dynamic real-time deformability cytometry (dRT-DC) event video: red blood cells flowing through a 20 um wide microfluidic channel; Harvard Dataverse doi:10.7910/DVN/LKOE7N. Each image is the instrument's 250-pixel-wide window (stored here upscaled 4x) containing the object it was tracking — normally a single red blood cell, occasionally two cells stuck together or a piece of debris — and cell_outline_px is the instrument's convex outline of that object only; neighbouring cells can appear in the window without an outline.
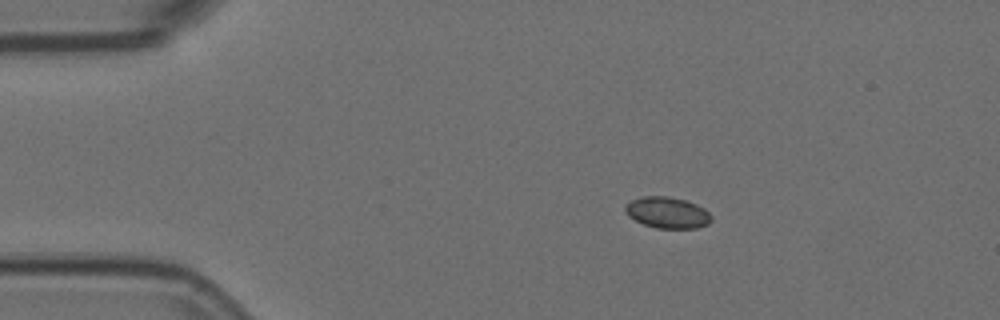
{"species": "Egyptian fruit bat (a non-hibernating species)", "species_latin": "Rousettus aegyptiacus", "temperature_condition": "room temperature", "stored_images_in_passage": 6, "camera_frame_rate_fps": 3000, "um_per_image_px": 0.085, "animal": {"sex": "female"}, "frame": {"image": 1, "passage_image": 3, "time_ms": 0.667, "image_size_px": [1000, 320], "cell_outline_px": [[712, 220], [708, 224], [696, 228], [656, 228], [644, 224], [628, 216], [624, 208], [632, 200], [644, 196], [668, 196], [684, 200], [696, 204], [704, 208], [712, 216]], "centroid_in_image_um": [56.75, 18.07], "position_along_channel_um": 28.3, "area_um2": 15.55}}
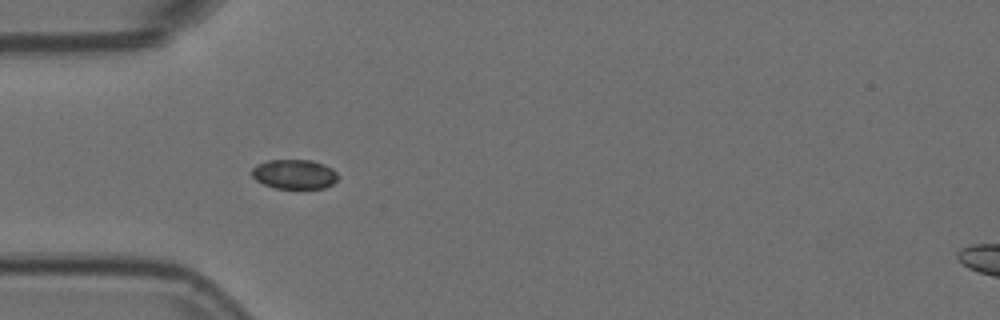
{"frame": {"image": 2, "passage_image": 5, "time_ms": 1.333, "image_size_px": [1000, 320], "cell_outline_px": [[336, 180], [332, 184], [324, 188], [276, 188], [264, 184], [256, 180], [252, 176], [252, 168], [256, 164], [268, 160], [312, 160], [324, 164], [332, 168], [336, 172]], "centroid_in_image_um": [25.0, 14.79], "position_along_channel_um": 60.0, "area_um2": 14.74}}
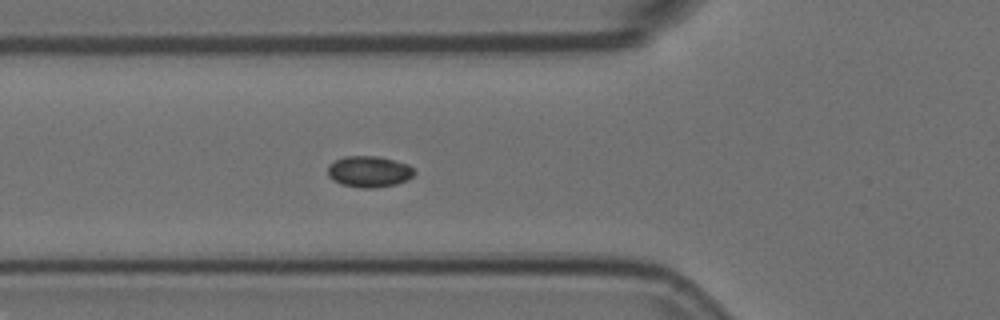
{"frame": {"image": 3, "passage_image": 6, "time_ms": 1.667, "image_size_px": [1000, 320], "cell_outline_px": [[416, 172], [408, 180], [396, 184], [376, 188], [360, 188], [340, 184], [332, 180], [328, 176], [328, 164], [344, 156], [380, 156], [408, 164]], "centroid_in_image_um": [31.36, 14.59], "position_along_channel_um": 94.4, "area_um2": 15.95}}